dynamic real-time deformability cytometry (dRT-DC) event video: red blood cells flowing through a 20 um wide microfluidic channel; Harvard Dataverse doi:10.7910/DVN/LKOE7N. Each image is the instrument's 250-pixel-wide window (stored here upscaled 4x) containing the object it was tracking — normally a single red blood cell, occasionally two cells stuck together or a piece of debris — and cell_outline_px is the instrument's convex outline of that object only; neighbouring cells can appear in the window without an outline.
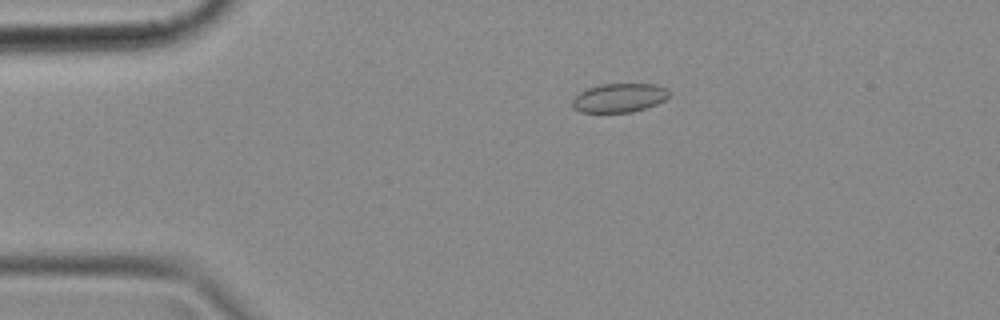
{"species": "common noctule bat (a hibernating species)", "species_latin": "Nyctalus noctula", "temperature_condition": "cold", "stored_images_in_passage": 44, "camera_frame_rate_fps": 3000, "um_per_image_px": 0.085, "animal": {"sex": "female", "body_mass_g": 18.4}, "frame": {"image": 1, "passage_image": 5, "time_ms": 1.333, "image_size_px": [1000, 320], "cell_outline_px": [[668, 96], [664, 100], [656, 104], [632, 112], [580, 112], [572, 108], [572, 100], [580, 92], [588, 88], [600, 84], [656, 84], [664, 88], [668, 92]], "centroid_in_image_um": [52.59, 8.32], "position_along_channel_um": 32.4, "area_um2": 16.13}}
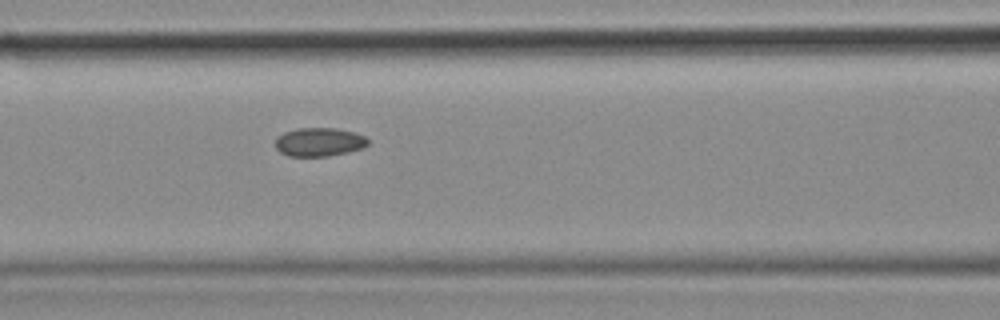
{"frame": {"image": 2, "passage_image": 16, "time_ms": 5.0, "image_size_px": [1000, 320], "cell_outline_px": [[368, 144], [364, 148], [348, 152], [328, 156], [288, 156], [280, 152], [276, 148], [276, 136], [284, 132], [296, 128], [336, 128], [352, 132], [364, 136], [368, 140]], "centroid_in_image_um": [27.11, 12.07], "position_along_channel_um": 139.5, "area_um2": 15.49}}
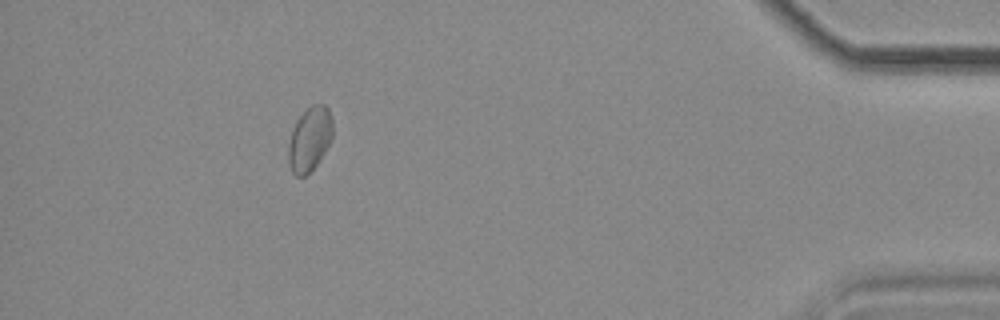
{"frame": {"image": 3, "passage_image": 40, "time_ms": 13.0, "image_size_px": [1000, 320], "cell_outline_px": [[332, 140], [316, 164], [304, 176], [296, 176], [292, 172], [288, 164], [288, 144], [292, 128], [296, 120], [312, 104], [324, 104], [328, 108], [332, 120]], "centroid_in_image_um": [26.3, 11.81], "position_along_channel_um": 408.9, "area_um2": 16.53}}